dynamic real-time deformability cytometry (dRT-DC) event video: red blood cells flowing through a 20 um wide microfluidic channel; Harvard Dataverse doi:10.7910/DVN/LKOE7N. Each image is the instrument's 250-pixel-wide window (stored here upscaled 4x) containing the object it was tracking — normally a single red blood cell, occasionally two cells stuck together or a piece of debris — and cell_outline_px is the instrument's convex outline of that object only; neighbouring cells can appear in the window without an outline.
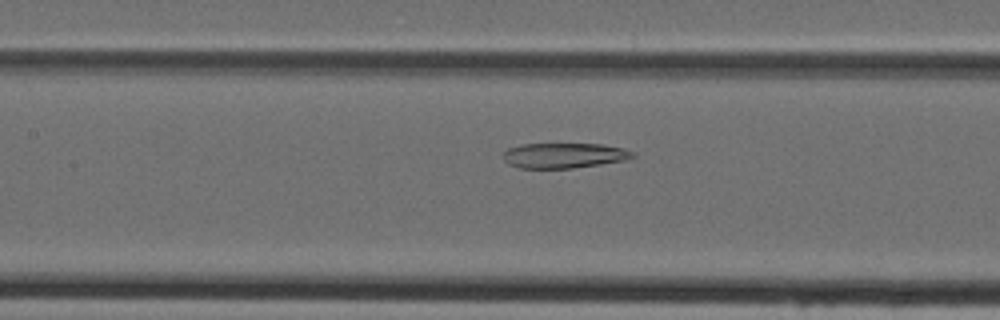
{"species": "Egyptian fruit bat (a non-hibernating species)", "species_latin": "Rousettus aegyptiacus", "temperature_condition": "cold", "stored_images_in_passage": 48, "camera_frame_rate_fps": 3000, "um_per_image_px": 0.085, "animal": {"sex": "female"}, "frame": {"image": 1, "passage_image": 22, "time_ms": 7.0, "image_size_px": [1000, 320], "cell_outline_px": [[636, 156], [624, 160], [600, 164], [572, 168], [520, 168], [508, 164], [504, 160], [504, 152], [508, 148], [520, 144], [604, 144], [624, 148], [636, 152]], "centroid_in_image_um": [47.97, 13.21], "position_along_channel_um": 159.4, "area_um2": 19.07}}
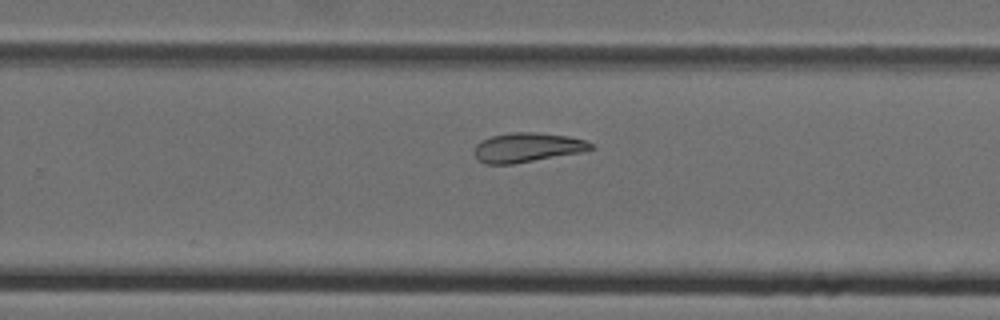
{"frame": {"image": 2, "passage_image": 31, "time_ms": 10.0, "image_size_px": [1000, 320], "cell_outline_px": [[596, 148], [584, 152], [512, 164], [484, 164], [476, 160], [476, 144], [492, 136], [512, 132], [536, 132], [568, 136], [584, 140], [592, 144]], "centroid_in_image_um": [44.85, 12.54], "position_along_channel_um": 284.9, "area_um2": 19.94}}
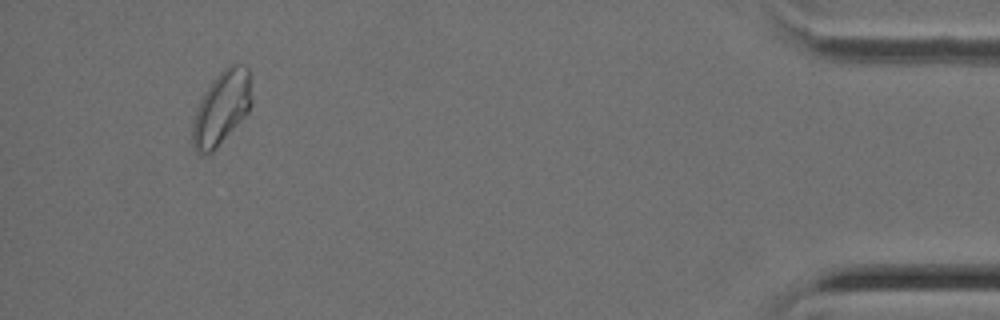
{"frame": {"image": 3, "passage_image": 45, "time_ms": 14.667, "image_size_px": [1000, 320], "cell_outline_px": [[252, 104], [248, 112], [212, 152], [196, 152], [192, 144], [192, 124], [196, 108], [204, 92], [212, 80], [228, 64], [244, 64], [248, 68], [252, 100]], "centroid_in_image_um": [18.83, 9.13], "position_along_channel_um": 416.4, "area_um2": 25.14}}